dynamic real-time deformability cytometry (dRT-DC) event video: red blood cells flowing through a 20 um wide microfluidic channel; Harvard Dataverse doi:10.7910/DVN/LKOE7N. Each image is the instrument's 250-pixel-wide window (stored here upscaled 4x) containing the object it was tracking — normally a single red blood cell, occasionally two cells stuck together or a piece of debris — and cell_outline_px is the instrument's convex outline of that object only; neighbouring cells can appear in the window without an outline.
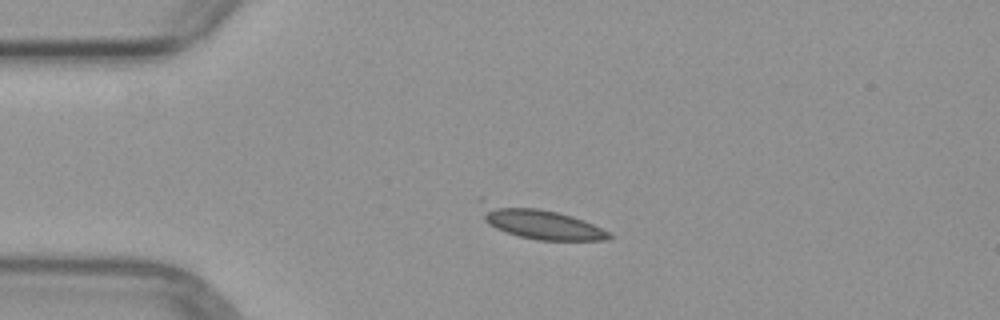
{"species": "common noctule bat (a hibernating species)", "species_latin": "Nyctalus noctula", "temperature_condition": "warm", "stored_images_in_passage": 5, "camera_frame_rate_fps": 3000, "um_per_image_px": 0.085, "animal": {"sex": "female", "body_mass_g": 29.2, "forearm_length_mm": 56.3}, "frame": {"image": 1, "passage_image": 1, "time_ms": 0.0, "image_size_px": [1000, 320], "cell_outline_px": [[612, 236], [604, 240], [536, 240], [520, 236], [496, 228], [488, 224], [484, 220], [484, 208], [540, 208], [572, 216], [584, 220], [608, 232]], "centroid_in_image_um": [46.15, 19.09], "position_along_channel_um": 38.8, "area_um2": 20.87}}
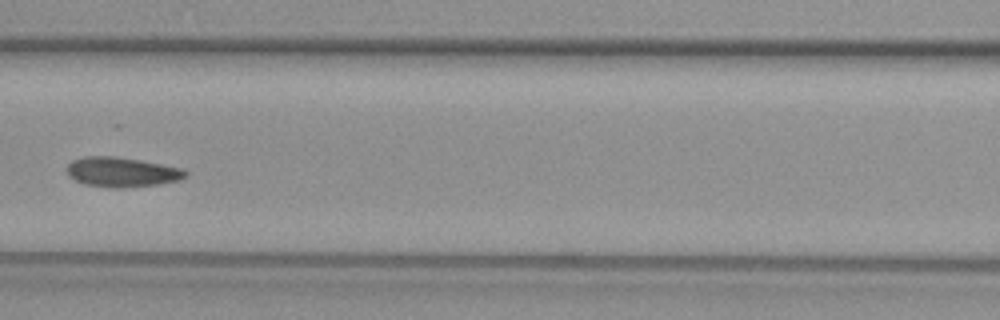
{"frame": {"image": 2, "passage_image": 4, "time_ms": 3.667, "image_size_px": [1000, 320], "cell_outline_px": [[188, 176], [180, 180], [160, 184], [124, 188], [112, 188], [84, 184], [68, 176], [64, 168], [72, 160], [84, 156], [116, 156], [140, 160], [184, 168], [188, 172]], "centroid_in_image_um": [10.36, 14.62], "position_along_channel_um": 156.2, "area_um2": 20.98}}
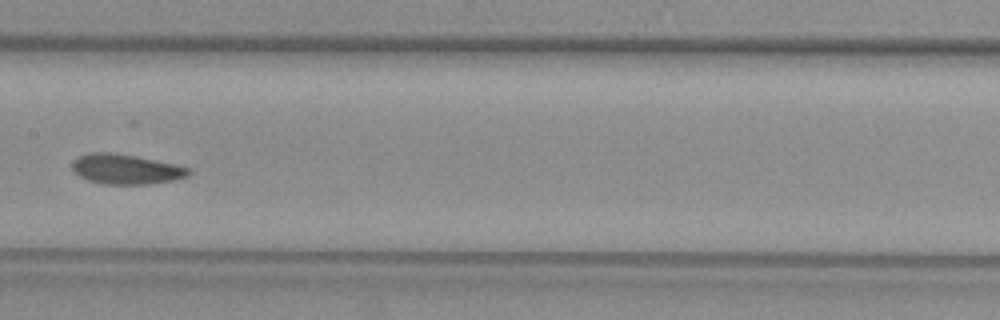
{"frame": {"image": 3, "passage_image": 5, "time_ms": 4.667, "image_size_px": [1000, 320], "cell_outline_px": [[192, 172], [188, 176], [172, 180], [148, 184], [104, 184], [88, 180], [80, 176], [72, 168], [72, 164], [80, 156], [88, 152], [112, 152], [136, 156], [172, 164], [188, 168]], "centroid_in_image_um": [10.69, 14.38], "position_along_channel_um": 196.7, "area_um2": 20.0}}